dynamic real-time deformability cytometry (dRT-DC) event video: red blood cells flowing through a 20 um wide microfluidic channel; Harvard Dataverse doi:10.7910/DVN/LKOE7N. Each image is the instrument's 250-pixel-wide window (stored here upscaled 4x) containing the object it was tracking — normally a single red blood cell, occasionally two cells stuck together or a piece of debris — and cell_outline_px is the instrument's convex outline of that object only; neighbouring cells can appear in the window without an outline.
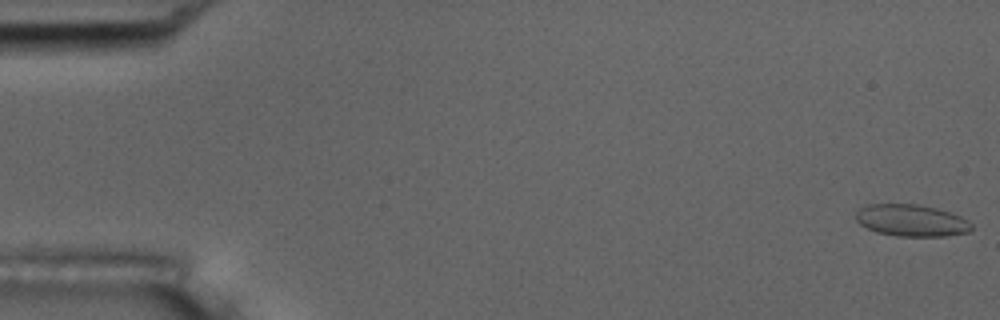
{"species": "common noctule bat (a hibernating species)", "species_latin": "Nyctalus noctula", "temperature_condition": "room temperature", "stored_images_in_passage": 8, "camera_frame_rate_fps": 3000, "um_per_image_px": 0.085, "animal": {"sex": "male", "body_mass_g": 17.5, "forearm_length_mm": 52.3}, "frame": {"image": 1, "passage_image": 1, "time_ms": 0.0, "image_size_px": [1000, 320], "cell_outline_px": [[972, 228], [968, 232], [944, 236], [896, 236], [876, 232], [860, 224], [856, 220], [856, 212], [860, 208], [868, 204], [916, 204], [936, 208], [960, 216], [968, 220], [972, 224]], "centroid_in_image_um": [77.46, 18.74], "position_along_channel_um": 7.5, "area_um2": 21.39}}